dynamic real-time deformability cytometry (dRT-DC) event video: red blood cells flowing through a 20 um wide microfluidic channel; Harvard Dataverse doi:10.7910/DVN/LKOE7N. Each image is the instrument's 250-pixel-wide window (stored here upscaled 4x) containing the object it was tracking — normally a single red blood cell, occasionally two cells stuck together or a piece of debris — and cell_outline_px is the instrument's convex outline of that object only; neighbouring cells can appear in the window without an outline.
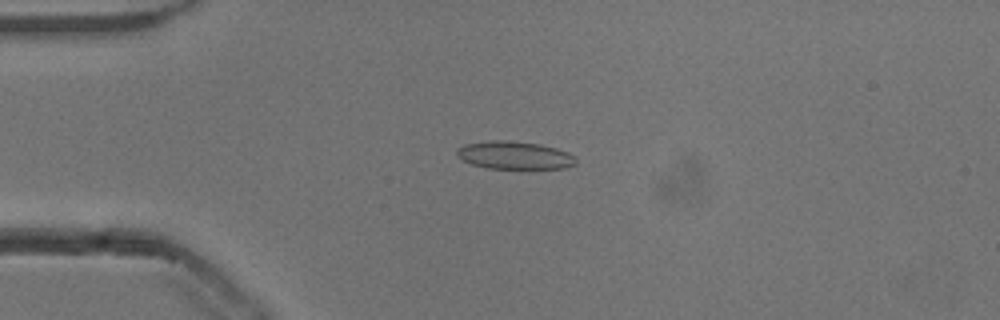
{"species": "common noctule bat (a hibernating species)", "species_latin": "Nyctalus noctula", "temperature_condition": "cold", "stored_images_in_passage": 43, "camera_frame_rate_fps": 3000, "um_per_image_px": 0.085, "animal": {"sex": "male", "body_mass_g": 13.3}, "frame": {"image": 1, "passage_image": 12, "time_ms": 3.667, "image_size_px": [1000, 320], "cell_outline_px": [[576, 164], [564, 168], [488, 168], [472, 164], [456, 156], [456, 148], [464, 144], [488, 140], [508, 140], [540, 144], [556, 148], [568, 152], [576, 156]], "centroid_in_image_um": [43.72, 13.18], "position_along_channel_um": 41.3, "area_um2": 19.42}}
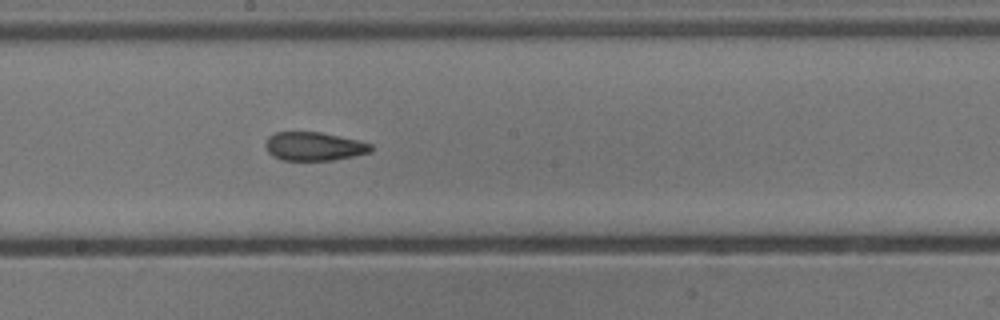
{"frame": {"image": 2, "passage_image": 28, "time_ms": 9.0, "image_size_px": [1000, 320], "cell_outline_px": [[372, 152], [332, 160], [280, 160], [272, 156], [268, 152], [264, 144], [268, 136], [276, 132], [320, 132], [356, 140], [372, 144]], "centroid_in_image_um": [26.65, 12.44], "position_along_channel_um": 221.6, "area_um2": 17.51}}
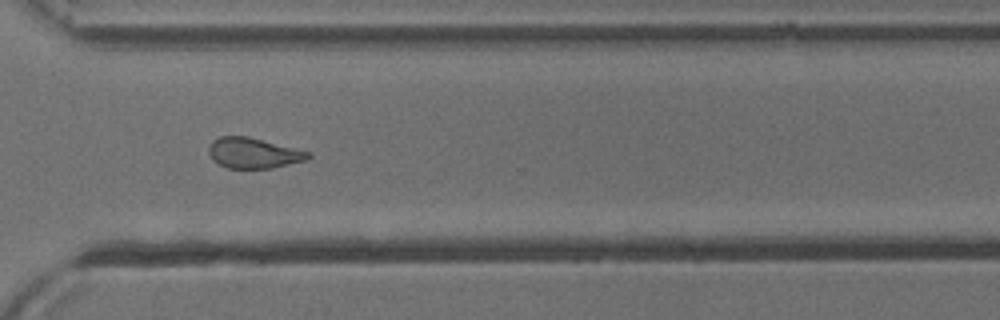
{"frame": {"image": 3, "passage_image": 38, "time_ms": 12.333, "image_size_px": [1000, 320], "cell_outline_px": [[312, 156], [304, 160], [272, 168], [228, 168], [212, 160], [208, 152], [208, 148], [212, 140], [220, 136], [248, 136], [312, 152]], "centroid_in_image_um": [21.53, 13.0], "position_along_channel_um": 349.1, "area_um2": 17.69}, "authors_computed_cell_mechanics": {"area_um2": 18.9006, "velocity_mm_per_s": 3.8345, "shape_relaxation_time_tau1_ms": null, "shape_relaxation_time_tau2_ms": 2.3105, "deformation_change_tau1": null, "deformation_change_tau2": 0.0815}}